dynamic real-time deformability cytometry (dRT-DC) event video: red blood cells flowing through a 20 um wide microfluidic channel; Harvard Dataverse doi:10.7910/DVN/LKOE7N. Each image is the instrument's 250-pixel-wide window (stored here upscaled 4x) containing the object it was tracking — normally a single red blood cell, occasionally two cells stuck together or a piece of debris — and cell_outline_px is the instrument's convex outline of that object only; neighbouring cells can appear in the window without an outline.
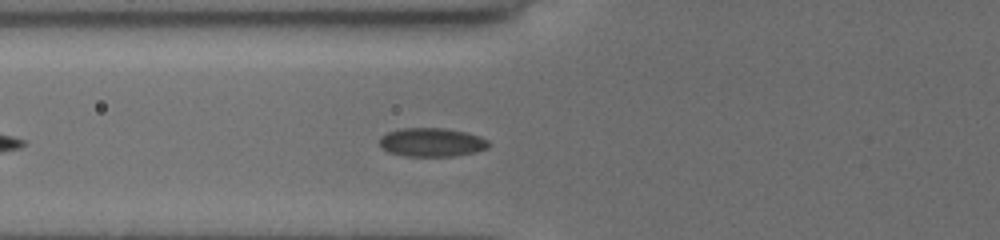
{"species": "common noctule bat (a hibernating species)", "species_latin": "Nyctalus noctula", "temperature_condition": "cold", "stored_images_in_passage": 25, "camera_frame_rate_fps": 3000, "um_per_image_px": 0.085, "animal": {"sex": "female", "body_mass_g": 19.5, "forearm_length_mm": 54.1}, "frame": {"image": 1, "passage_image": 6, "time_ms": 1.667, "image_size_px": [1000, 240], "cell_outline_px": [[488, 148], [476, 152], [452, 156], [404, 156], [388, 152], [380, 148], [380, 136], [388, 132], [400, 128], [444, 128], [468, 132], [480, 136], [488, 140]], "centroid_in_image_um": [36.68, 12.09], "position_along_channel_um": 89.1, "area_um2": 18.44}}
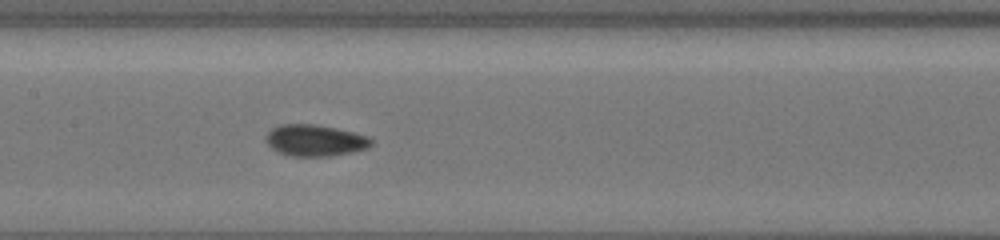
{"frame": {"image": 2, "passage_image": 13, "time_ms": 4.0, "image_size_px": [1000, 240], "cell_outline_px": [[376, 140], [368, 148], [352, 152], [332, 156], [292, 156], [280, 152], [272, 148], [268, 144], [264, 136], [272, 128], [280, 124], [316, 124], [336, 128], [368, 136]], "centroid_in_image_um": [26.8, 11.93], "position_along_channel_um": 180.6, "area_um2": 19.42}}
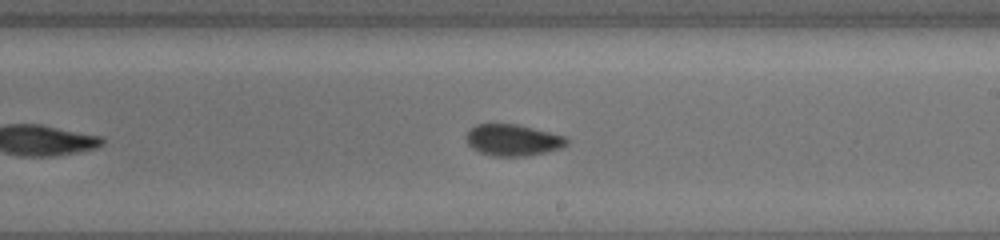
{"frame": {"image": 3, "passage_image": 18, "time_ms": 5.667, "image_size_px": [1000, 240], "cell_outline_px": [[568, 144], [564, 148], [524, 156], [492, 156], [480, 152], [472, 148], [468, 144], [464, 136], [468, 128], [476, 124], [516, 124], [568, 136]], "centroid_in_image_um": [43.59, 11.9], "position_along_channel_um": 245.4, "area_um2": 18.73}}